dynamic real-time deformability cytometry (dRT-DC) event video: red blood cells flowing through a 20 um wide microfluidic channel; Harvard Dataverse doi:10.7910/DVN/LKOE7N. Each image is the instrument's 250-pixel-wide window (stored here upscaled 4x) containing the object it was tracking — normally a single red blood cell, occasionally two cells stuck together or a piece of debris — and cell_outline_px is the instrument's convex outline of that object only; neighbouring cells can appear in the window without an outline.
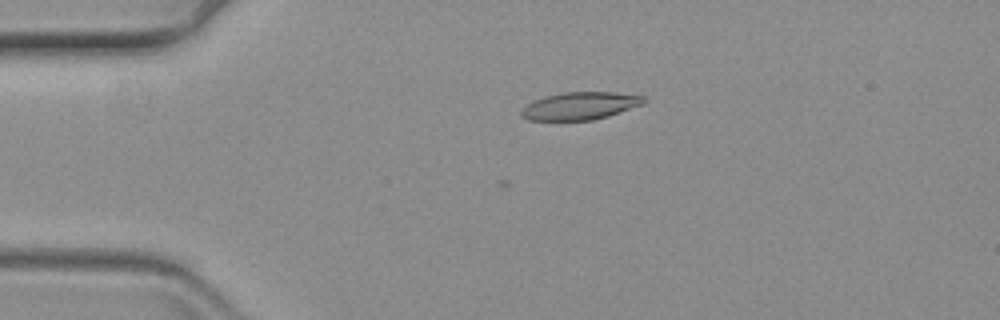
{"species": "common noctule bat (a hibernating species)", "species_latin": "Nyctalus noctula", "temperature_condition": "warm", "stored_images_in_passage": 4, "camera_frame_rate_fps": 3000, "um_per_image_px": 0.085, "animal": {"sex": "female", "body_mass_g": 19.3, "forearm_length_mm": 54.1}, "frame": {"image": 1, "passage_image": 4, "time_ms": 1.0, "image_size_px": [1000, 320], "cell_outline_px": [[648, 100], [644, 104], [608, 116], [592, 120], [528, 120], [520, 116], [520, 112], [528, 104], [544, 96], [564, 92], [616, 92], [644, 96]], "centroid_in_image_um": [49.35, 8.99], "position_along_channel_um": 35.7, "area_um2": 19.71}}